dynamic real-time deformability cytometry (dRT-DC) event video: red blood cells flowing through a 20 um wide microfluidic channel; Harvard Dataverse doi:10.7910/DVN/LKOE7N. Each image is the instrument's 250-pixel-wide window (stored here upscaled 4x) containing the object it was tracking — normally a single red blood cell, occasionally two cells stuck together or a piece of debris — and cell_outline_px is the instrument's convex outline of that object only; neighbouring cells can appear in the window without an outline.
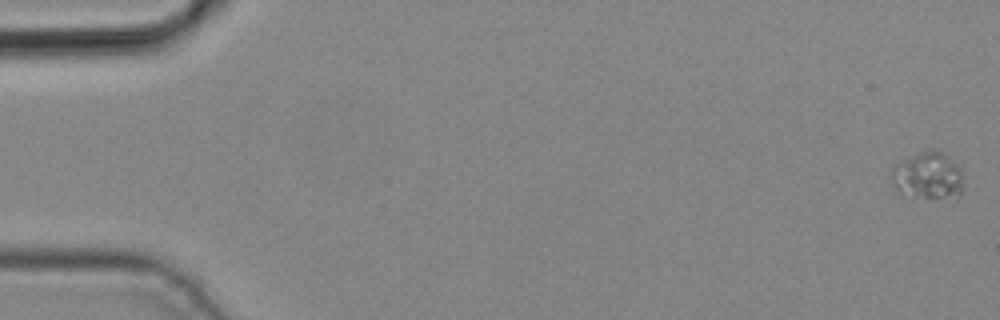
{"species": "common noctule bat (a hibernating species)", "species_latin": "Nyctalus noctula", "temperature_condition": "cold", "stored_images_in_passage": 4, "camera_frame_rate_fps": 3000, "um_per_image_px": 0.085, "animal": {"sex": "male", "body_mass_g": 19.2, "forearm_length_mm": 51.8}, "frame": {"image": 1, "passage_image": 1, "time_ms": 0.0, "image_size_px": [1000, 320], "cell_outline_px": [[960, 196], [956, 200], [924, 196], [896, 192], [892, 184], [892, 168], [896, 164], [920, 152], [932, 148], [944, 152], [960, 168]], "centroid_in_image_um": [78.88, 14.93], "position_along_channel_um": 6.1, "area_um2": 19.48}}